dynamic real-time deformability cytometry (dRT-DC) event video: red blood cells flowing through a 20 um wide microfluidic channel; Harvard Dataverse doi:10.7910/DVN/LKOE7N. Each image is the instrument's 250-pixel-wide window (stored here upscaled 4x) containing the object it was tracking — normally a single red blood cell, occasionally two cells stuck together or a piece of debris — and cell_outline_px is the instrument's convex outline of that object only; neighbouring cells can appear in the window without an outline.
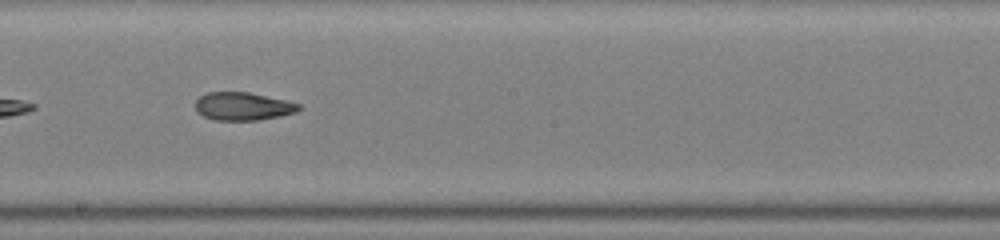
{"species": "common noctule bat (a hibernating species)", "species_latin": "Nyctalus noctula", "temperature_condition": "warm", "stored_images_in_passage": 35, "camera_frame_rate_fps": 3000, "um_per_image_px": 0.085, "animal": {"sex": "male", "body_mass_g": 19.0, "forearm_length_mm": 50.8}, "frame": {"image": 1, "passage_image": 16, "time_ms": 5.0, "image_size_px": [1000, 240], "cell_outline_px": [[300, 108], [296, 112], [280, 116], [256, 120], [216, 120], [204, 116], [196, 112], [196, 100], [200, 96], [208, 92], [248, 92], [284, 100], [300, 104]], "centroid_in_image_um": [20.62, 9.04], "position_along_channel_um": 227.6, "area_um2": 16.7}}
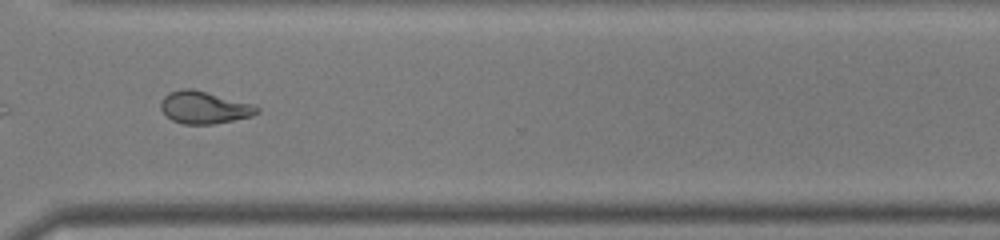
{"frame": {"image": 2, "passage_image": 25, "time_ms": 8.0, "image_size_px": [1000, 240], "cell_outline_px": [[260, 112], [252, 116], [212, 124], [184, 124], [172, 120], [160, 108], [160, 104], [164, 96], [168, 92], [180, 88], [192, 88], [252, 104], [260, 108]], "centroid_in_image_um": [17.34, 9.12], "position_along_channel_um": 353.3, "area_um2": 18.03}}